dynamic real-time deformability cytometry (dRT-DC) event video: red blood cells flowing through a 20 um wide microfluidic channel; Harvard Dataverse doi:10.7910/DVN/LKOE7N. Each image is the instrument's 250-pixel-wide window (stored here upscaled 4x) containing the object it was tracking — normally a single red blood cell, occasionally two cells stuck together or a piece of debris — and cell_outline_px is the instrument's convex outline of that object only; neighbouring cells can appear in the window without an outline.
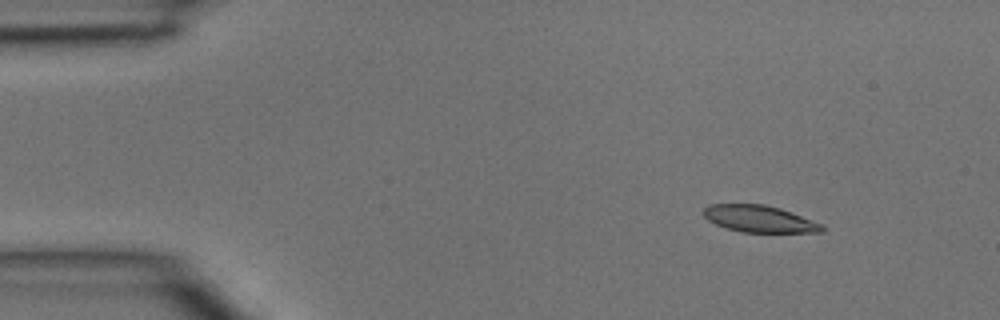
{"species": "common noctule bat (a hibernating species)", "species_latin": "Nyctalus noctula", "temperature_condition": "room temperature", "stored_images_in_passage": 4, "camera_frame_rate_fps": 3000, "um_per_image_px": 0.085, "animal": {"sex": "male", "body_mass_g": 15.6}, "frame": {"image": 1, "passage_image": 2, "time_ms": 0.333, "image_size_px": [1000, 320], "cell_outline_px": [[824, 232], [740, 232], [716, 224], [708, 220], [704, 216], [704, 208], [708, 204], [764, 204], [780, 208], [792, 212], [824, 224]], "centroid_in_image_um": [64.58, 18.6], "position_along_channel_um": 20.4, "area_um2": 18.55}}
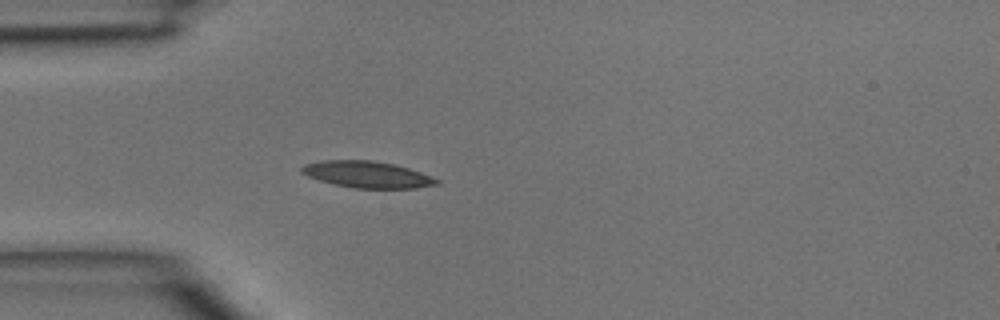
{"frame": {"image": 2, "passage_image": 4, "time_ms": 1.0, "image_size_px": [1000, 320], "cell_outline_px": [[440, 184], [416, 188], [352, 188], [332, 184], [308, 176], [300, 172], [300, 168], [304, 164], [324, 160], [372, 160], [396, 164], [420, 172], [440, 180]], "centroid_in_image_um": [31.21, 14.83], "position_along_channel_um": 53.8, "area_um2": 20.98}}